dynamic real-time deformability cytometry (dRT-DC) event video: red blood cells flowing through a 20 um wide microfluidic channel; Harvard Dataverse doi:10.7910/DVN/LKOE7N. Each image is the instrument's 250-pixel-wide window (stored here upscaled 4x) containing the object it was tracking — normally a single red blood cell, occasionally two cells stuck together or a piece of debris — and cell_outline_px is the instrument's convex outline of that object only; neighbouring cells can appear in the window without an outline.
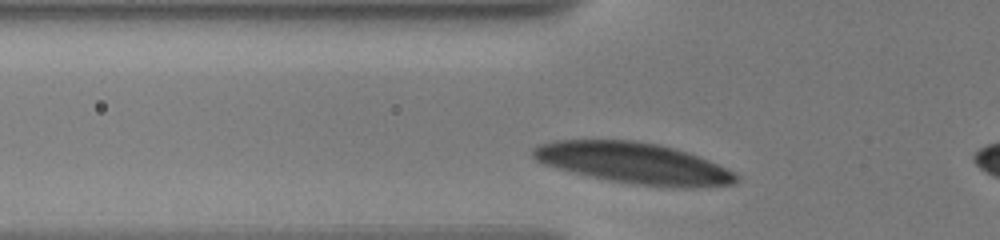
{"species": "human", "species_latin": "Homo sapiens", "temperature_condition": "warm", "stored_images_in_passage": 23, "camera_frame_rate_fps": 3000, "um_per_image_px": 0.085, "donor": {"sex": "male"}, "frame": {"image": 1, "passage_image": 2, "time_ms": 0.333, "image_size_px": [1000, 240], "cell_outline_px": [[740, 180], [736, 184], [692, 188], [680, 188], [636, 184], [608, 180], [544, 164], [536, 160], [532, 156], [532, 148], [540, 144], [556, 140], [636, 140], [656, 144], [688, 152], [708, 160], [740, 176]], "centroid_in_image_um": [53.9, 13.87], "position_along_channel_um": 71.9, "area_um2": 48.21}}
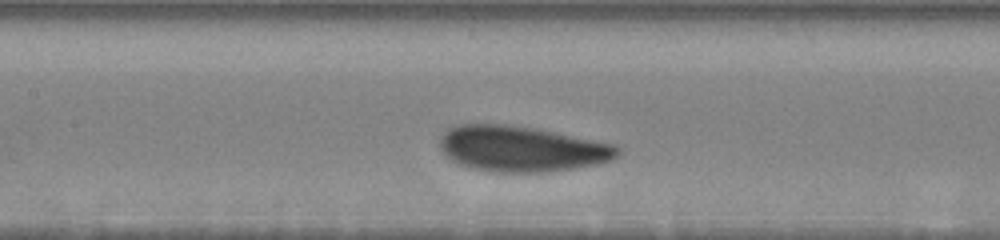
{"frame": {"image": 2, "passage_image": 10, "time_ms": 3.0, "image_size_px": [1000, 240], "cell_outline_px": [[620, 152], [612, 160], [596, 164], [548, 172], [492, 172], [472, 168], [460, 164], [452, 160], [440, 148], [440, 136], [448, 128], [460, 124], [504, 124], [532, 128], [616, 144], [620, 148]], "centroid_in_image_um": [44.33, 12.65], "position_along_channel_um": 163.1, "area_um2": 47.05}}
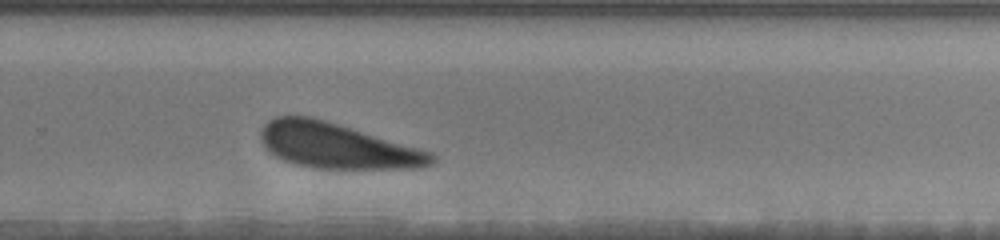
{"frame": {"image": 3, "passage_image": 23, "time_ms": 7.0, "image_size_px": [1000, 240], "cell_outline_px": [[436, 160], [432, 164], [424, 168], [316, 168], [296, 164], [284, 160], [276, 156], [264, 148], [260, 140], [260, 128], [268, 120], [276, 116], [312, 116], [432, 152], [436, 156]], "centroid_in_image_um": [28.63, 12.38], "position_along_channel_um": 301.2, "area_um2": 45.08}}